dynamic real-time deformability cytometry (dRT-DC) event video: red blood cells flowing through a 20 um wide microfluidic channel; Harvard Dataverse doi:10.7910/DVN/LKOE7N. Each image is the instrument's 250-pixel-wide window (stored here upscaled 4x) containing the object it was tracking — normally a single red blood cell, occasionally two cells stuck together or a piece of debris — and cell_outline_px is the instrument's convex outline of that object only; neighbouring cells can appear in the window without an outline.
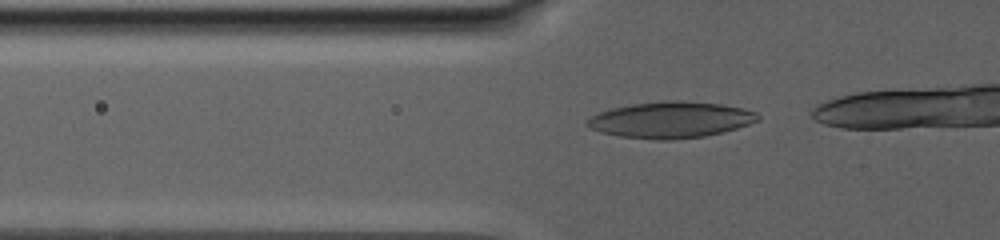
{"species": "human", "species_latin": "Homo sapiens", "temperature_condition": "warm", "stored_images_in_passage": 7, "camera_frame_rate_fps": 3000, "um_per_image_px": 0.085, "donor": {"sex": "male"}, "frame": {"image": 1, "passage_image": 2, "time_ms": 0.667, "image_size_px": [1000, 240], "cell_outline_px": [[760, 120], [724, 132], [704, 136], [672, 140], [660, 140], [620, 136], [600, 132], [588, 128], [584, 124], [584, 120], [600, 112], [612, 108], [632, 104], [664, 100], [680, 100], [720, 104], [740, 108], [756, 112], [760, 116]], "centroid_in_image_um": [56.98, 10.18], "position_along_channel_um": 68.8, "area_um2": 36.13}}
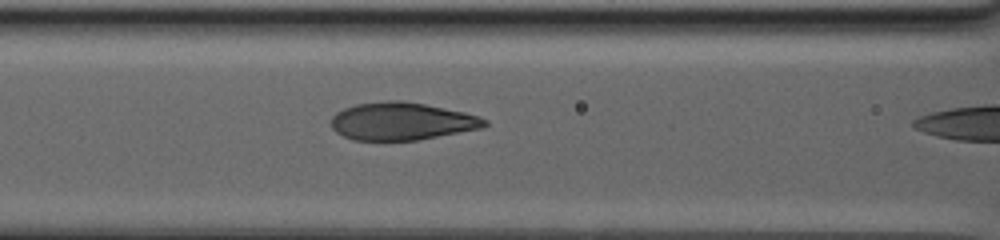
{"frame": {"image": 2, "passage_image": 6, "time_ms": 3.667, "image_size_px": [1000, 240], "cell_outline_px": [[488, 124], [484, 128], [416, 140], [352, 140], [336, 132], [332, 128], [332, 116], [336, 112], [344, 108], [356, 104], [388, 100], [404, 100], [464, 112], [488, 120]], "centroid_in_image_um": [34.14, 10.3], "position_along_channel_um": 132.5, "area_um2": 33.64}}